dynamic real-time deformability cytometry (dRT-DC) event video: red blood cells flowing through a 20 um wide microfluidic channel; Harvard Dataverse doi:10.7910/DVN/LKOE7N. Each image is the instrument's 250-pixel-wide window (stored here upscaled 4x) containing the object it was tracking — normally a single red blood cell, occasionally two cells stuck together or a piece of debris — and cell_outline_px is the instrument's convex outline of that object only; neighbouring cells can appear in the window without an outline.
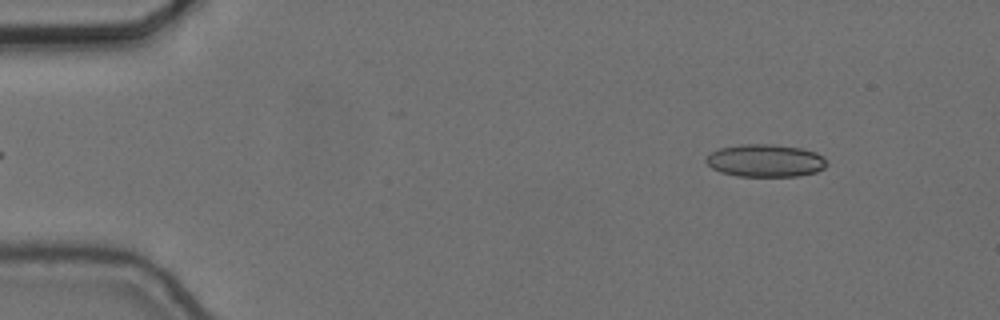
{"species": "common noctule bat (a hibernating species)", "species_latin": "Nyctalus noctula", "temperature_condition": "cold", "stored_images_in_passage": 52, "camera_frame_rate_fps": 3000, "um_per_image_px": 0.085, "animal": {"sex": "female", "body_mass_g": 24.6, "forearm_length_mm": 56.2}, "frame": {"image": 1, "passage_image": 3, "time_ms": 0.667, "image_size_px": [1000, 320], "cell_outline_px": [[828, 164], [824, 168], [816, 172], [796, 176], [736, 176], [720, 172], [712, 168], [704, 160], [712, 152], [720, 148], [740, 144], [772, 144], [800, 148], [816, 152]], "centroid_in_image_um": [65.03, 13.65], "position_along_channel_um": 20.0, "area_um2": 22.83}}
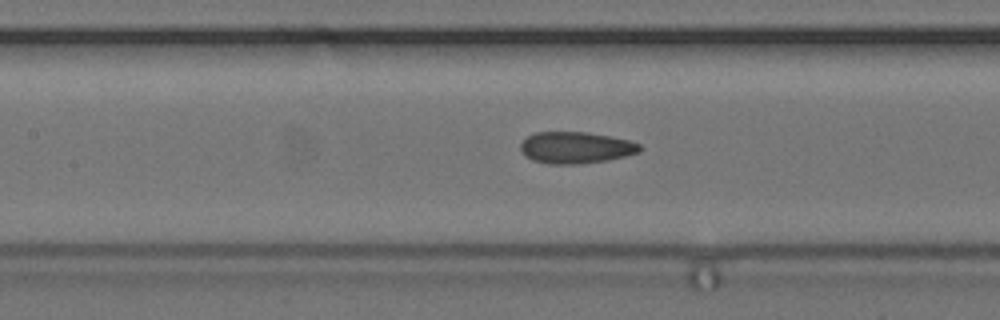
{"frame": {"image": 2, "passage_image": 22, "time_ms": 7.0, "image_size_px": [1000, 320], "cell_outline_px": [[644, 148], [640, 152], [608, 160], [576, 164], [548, 164], [532, 160], [524, 156], [520, 148], [520, 144], [528, 136], [536, 132], [588, 132], [612, 136], [628, 140], [640, 144]], "centroid_in_image_um": [48.95, 12.55], "position_along_channel_um": 158.4, "area_um2": 22.14}}
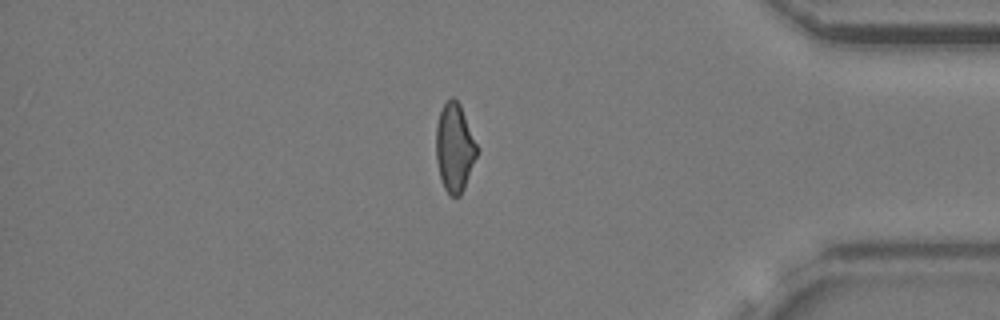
{"frame": {"image": 3, "passage_image": 44, "time_ms": 14.333, "image_size_px": [1000, 320], "cell_outline_px": [[480, 148], [464, 188], [460, 196], [452, 196], [444, 188], [440, 180], [436, 160], [436, 124], [440, 112], [444, 104], [452, 96], [460, 104]], "centroid_in_image_um": [38.65, 12.55], "position_along_channel_um": 396.5, "area_um2": 21.33}, "authors_computed_cell_mechanics": {"area_um2": 21.8195, "velocity_mm_per_s": 3.6685, "shape_relaxation_time_tau1_ms": 10.173, "shape_relaxation_time_tau2_ms": 2.5007, "deformation_change_tau1": 0.1373, "deformation_change_tau2": 0.0894}}